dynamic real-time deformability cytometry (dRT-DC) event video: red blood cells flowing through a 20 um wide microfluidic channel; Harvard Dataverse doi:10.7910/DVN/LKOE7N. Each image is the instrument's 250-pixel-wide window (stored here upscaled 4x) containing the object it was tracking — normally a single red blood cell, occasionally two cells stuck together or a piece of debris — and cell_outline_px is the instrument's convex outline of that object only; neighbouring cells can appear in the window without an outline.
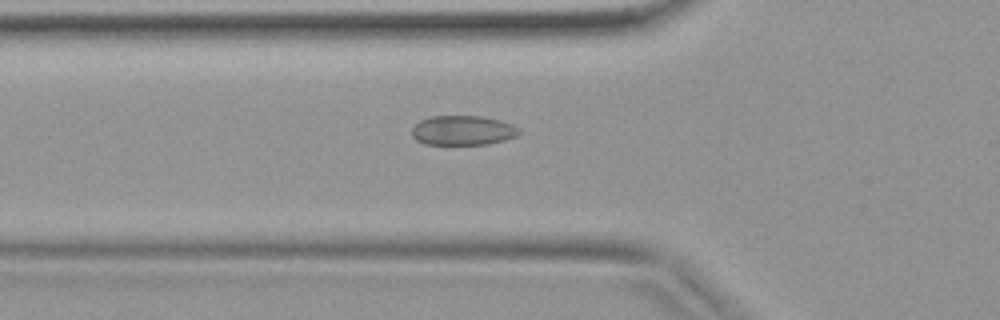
{"species": "common noctule bat (a hibernating species)", "species_latin": "Nyctalus noctula", "temperature_condition": "warm", "stored_images_in_passage": 25, "camera_frame_rate_fps": 3000, "um_per_image_px": 0.085, "animal": {"sex": "female", "body_mass_g": 19.9}, "frame": {"image": 1, "passage_image": 14, "time_ms": 4.333, "image_size_px": [1000, 320], "cell_outline_px": [[520, 132], [516, 136], [504, 140], [488, 144], [424, 144], [416, 140], [412, 136], [412, 128], [420, 120], [428, 116], [484, 116], [500, 120], [512, 124], [520, 128]], "centroid_in_image_um": [39.34, 11.07], "position_along_channel_um": 86.5, "area_um2": 18.61}}
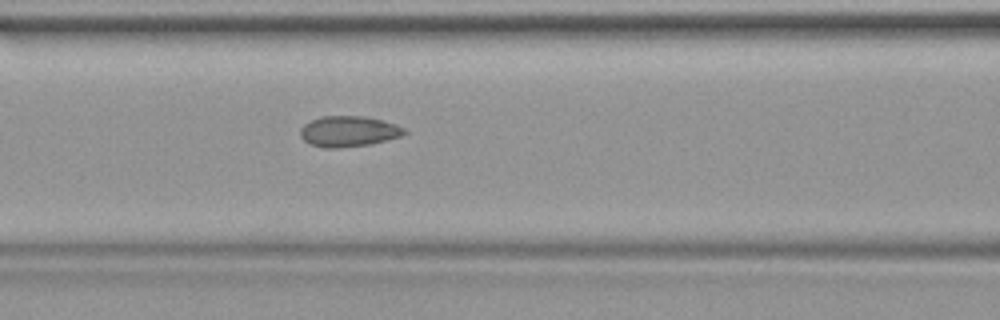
{"frame": {"image": 2, "passage_image": 17, "time_ms": 5.333, "image_size_px": [1000, 320], "cell_outline_px": [[408, 132], [404, 136], [372, 144], [336, 148], [324, 148], [308, 144], [300, 136], [300, 128], [304, 124], [320, 116], [364, 116], [384, 120], [396, 124], [404, 128]], "centroid_in_image_um": [29.65, 11.17], "position_along_channel_um": 136.9, "area_um2": 18.96}}